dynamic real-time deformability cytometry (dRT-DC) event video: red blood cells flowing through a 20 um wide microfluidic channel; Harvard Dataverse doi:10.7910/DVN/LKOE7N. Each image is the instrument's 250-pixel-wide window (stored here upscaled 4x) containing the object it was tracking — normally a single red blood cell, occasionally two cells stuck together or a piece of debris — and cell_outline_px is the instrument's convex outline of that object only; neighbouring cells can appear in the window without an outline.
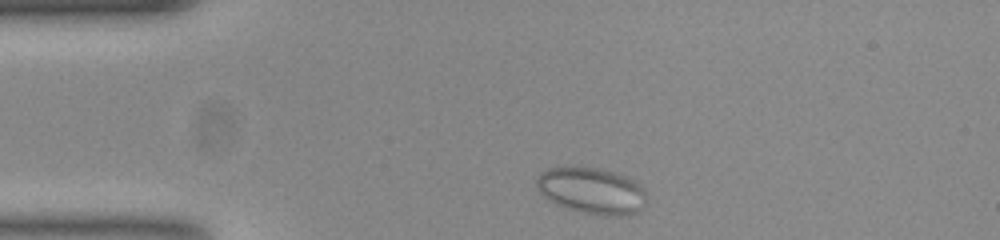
{"species": "common noctule bat (a hibernating species)", "species_latin": "Nyctalus noctula", "temperature_condition": "room temperature", "stored_images_in_passage": 48, "camera_frame_rate_fps": 3000, "um_per_image_px": 0.085, "animal": {"sex": "female", "body_mass_g": 23.0, "forearm_length_mm": 53.4}, "frame": {"image": 1, "passage_image": 2, "time_ms": 0.333, "image_size_px": [1000, 240], "cell_outline_px": [[644, 200], [628, 216], [604, 216], [580, 212], [556, 204], [544, 196], [540, 192], [536, 184], [536, 176], [540, 172], [548, 168], [600, 168], [624, 176], [632, 180], [644, 192]], "centroid_in_image_um": [50.2, 16.21], "position_along_channel_um": 34.8, "area_um2": 28.84}}
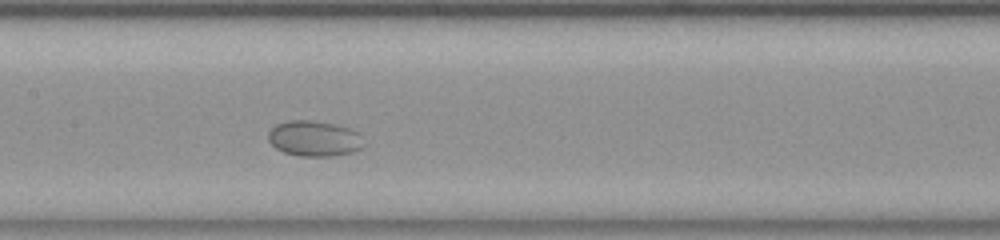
{"frame": {"image": 2, "passage_image": 18, "time_ms": 5.667, "image_size_px": [1000, 240], "cell_outline_px": [[364, 144], [360, 148], [352, 152], [332, 156], [296, 156], [284, 152], [276, 148], [268, 140], [268, 132], [276, 124], [288, 120], [312, 120], [352, 128], [360, 132]], "centroid_in_image_um": [26.71, 11.77], "position_along_channel_um": 180.7, "area_um2": 19.94}}
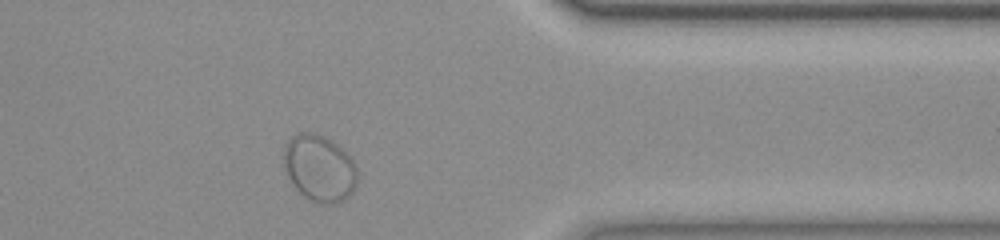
{"frame": {"image": 3, "passage_image": 37, "time_ms": 12.0, "image_size_px": [1000, 240], "cell_outline_px": [[356, 188], [344, 200], [336, 204], [320, 204], [304, 196], [292, 184], [284, 168], [284, 144], [292, 136], [300, 132], [312, 132], [336, 144], [352, 160], [356, 168]], "centroid_in_image_um": [27.13, 14.32], "position_along_channel_um": 384.3, "area_um2": 28.32}}